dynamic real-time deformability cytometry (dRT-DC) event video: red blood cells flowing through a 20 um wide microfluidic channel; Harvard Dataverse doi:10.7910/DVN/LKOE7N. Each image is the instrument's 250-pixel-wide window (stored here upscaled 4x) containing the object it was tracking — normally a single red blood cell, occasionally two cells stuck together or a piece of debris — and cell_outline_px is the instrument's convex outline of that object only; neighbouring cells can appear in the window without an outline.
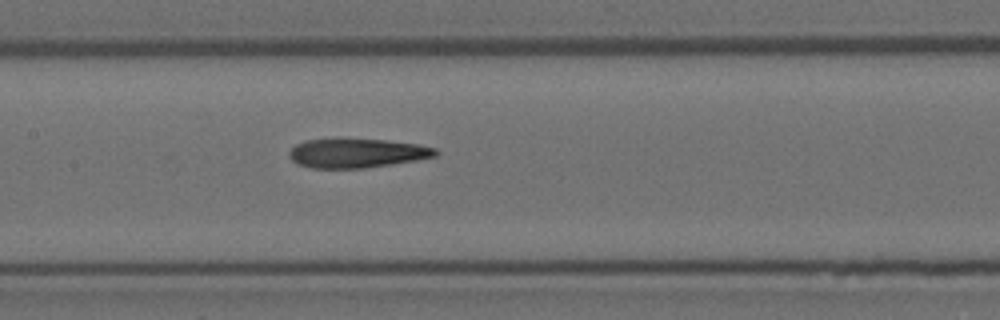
{"species": "Egyptian fruit bat (a non-hibernating species)", "species_latin": "Rousettus aegyptiacus", "temperature_condition": "room temperature", "stored_images_in_passage": 5, "camera_frame_rate_fps": 3000, "um_per_image_px": 0.085, "animal": {"sex": "female"}, "frame": {"image": 1, "passage_image": 5, "time_ms": 1.333, "image_size_px": [1000, 320], "cell_outline_px": [[440, 152], [436, 156], [416, 160], [392, 164], [364, 168], [312, 168], [300, 164], [292, 160], [288, 152], [296, 144], [304, 140], [384, 140], [420, 144], [436, 148]], "centroid_in_image_um": [30.39, 13.03], "position_along_channel_um": 177.0, "area_um2": 24.51}}